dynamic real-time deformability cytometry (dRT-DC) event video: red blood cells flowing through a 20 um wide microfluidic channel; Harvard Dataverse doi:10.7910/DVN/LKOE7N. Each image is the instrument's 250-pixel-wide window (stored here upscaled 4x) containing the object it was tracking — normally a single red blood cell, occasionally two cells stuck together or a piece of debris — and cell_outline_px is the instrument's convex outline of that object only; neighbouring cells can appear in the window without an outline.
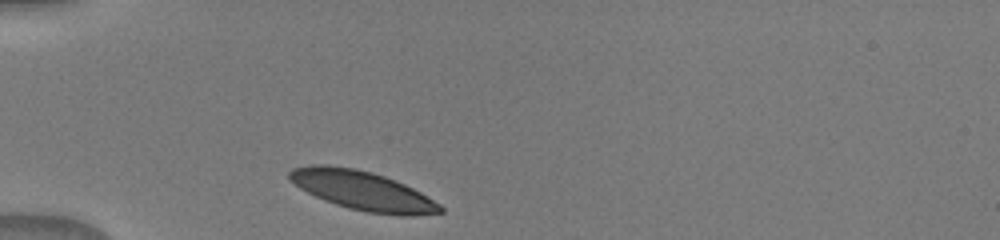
{"species": "human", "species_latin": "Homo sapiens", "temperature_condition": "warm", "stored_images_in_passage": 30, "camera_frame_rate_fps": 3000, "um_per_image_px": 0.085, "donor": {"sex": "male"}, "frame": {"image": 1, "passage_image": 1, "time_ms": 0.0, "image_size_px": [1000, 240], "cell_outline_px": [[444, 212], [412, 216], [396, 216], [368, 212], [348, 208], [324, 200], [300, 188], [288, 180], [288, 172], [292, 168], [312, 164], [324, 164], [352, 168], [372, 172], [384, 176], [404, 184], [420, 192], [440, 204], [444, 208]], "centroid_in_image_um": [30.81, 16.2], "position_along_channel_um": 54.2, "area_um2": 34.39}}
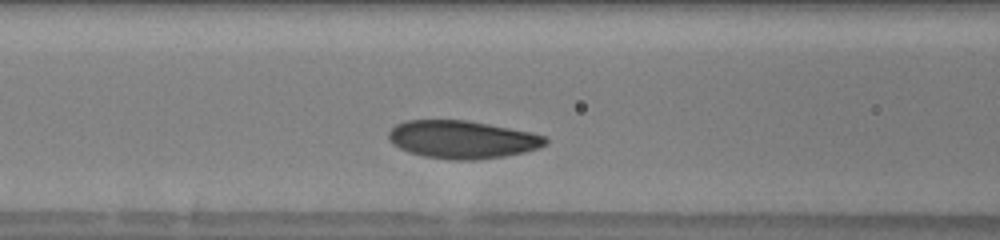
{"frame": {"image": 2, "passage_image": 8, "time_ms": 2.333, "image_size_px": [1000, 240], "cell_outline_px": [[548, 144], [540, 148], [524, 152], [504, 156], [476, 160], [456, 160], [424, 156], [408, 152], [392, 144], [388, 140], [388, 132], [396, 124], [404, 120], [468, 120], [532, 132], [544, 136], [548, 140]], "centroid_in_image_um": [39.29, 11.85], "position_along_channel_um": 127.3, "area_um2": 34.85}}
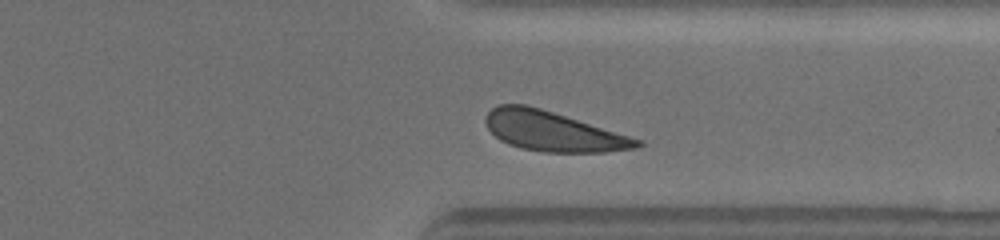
{"frame": {"image": 3, "passage_image": 26, "time_ms": 8.333, "image_size_px": [1000, 240], "cell_outline_px": [[644, 144], [640, 148], [604, 152], [544, 152], [520, 148], [508, 144], [500, 140], [488, 128], [484, 120], [488, 112], [492, 108], [500, 104], [524, 104], [540, 108], [644, 140]], "centroid_in_image_um": [47.03, 11.17], "position_along_channel_um": 364.4, "area_um2": 35.08}}